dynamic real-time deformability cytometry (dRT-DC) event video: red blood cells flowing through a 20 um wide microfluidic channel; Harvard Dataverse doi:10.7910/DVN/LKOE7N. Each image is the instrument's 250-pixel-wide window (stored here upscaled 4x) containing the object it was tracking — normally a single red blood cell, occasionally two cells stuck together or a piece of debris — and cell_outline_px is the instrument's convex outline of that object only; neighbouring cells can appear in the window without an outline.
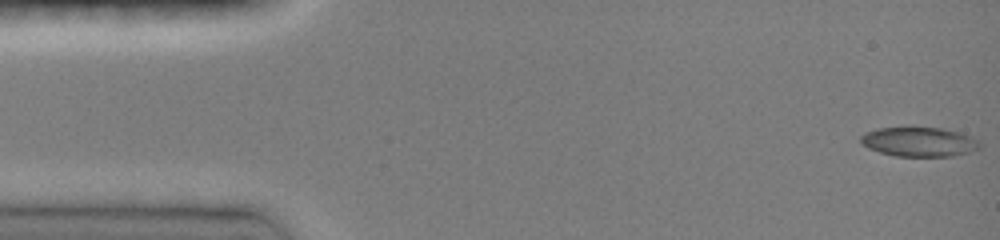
{"species": "common noctule bat (a hibernating species)", "species_latin": "Nyctalus noctula", "temperature_condition": "room temperature", "stored_images_in_passage": 15, "camera_frame_rate_fps": 3000, "um_per_image_px": 0.085, "animal": {"sex": "female", "body_mass_g": 19.0, "forearm_length_mm": 51.5}, "frame": {"image": 1, "passage_image": 1, "time_ms": 0.0, "image_size_px": [1000, 240], "cell_outline_px": [[980, 148], [968, 152], [952, 156], [896, 156], [880, 152], [868, 148], [860, 140], [860, 136], [864, 132], [876, 128], [908, 124], [940, 128], [956, 132], [968, 136], [976, 140], [980, 144]], "centroid_in_image_um": [78.03, 12.0], "position_along_channel_um": 7.0, "area_um2": 20.92}}
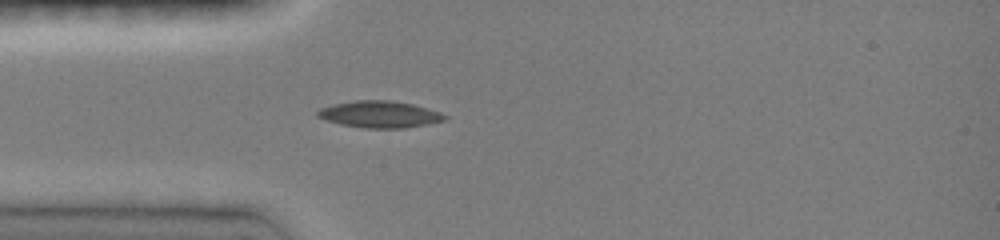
{"frame": {"image": 2, "passage_image": 6, "time_ms": 4.0, "image_size_px": [1000, 240], "cell_outline_px": [[448, 120], [404, 128], [364, 128], [340, 124], [316, 116], [316, 112], [320, 108], [332, 104], [356, 100], [388, 100], [412, 104], [440, 112], [448, 116]], "centroid_in_image_um": [32.27, 9.72], "position_along_channel_um": 52.7, "area_um2": 19.77}}
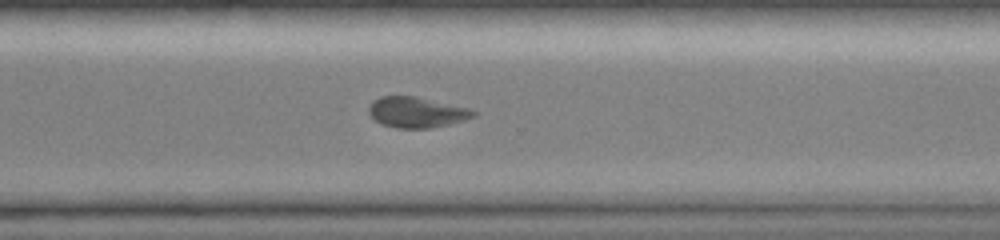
{"frame": {"image": 3, "passage_image": 15, "time_ms": 11.0, "image_size_px": [1000, 240], "cell_outline_px": [[476, 116], [464, 120], [448, 124], [428, 128], [396, 128], [380, 124], [368, 112], [368, 108], [372, 100], [380, 96], [416, 96], [472, 108], [476, 112]], "centroid_in_image_um": [35.42, 9.53], "position_along_channel_um": 335.2, "area_um2": 18.84}}